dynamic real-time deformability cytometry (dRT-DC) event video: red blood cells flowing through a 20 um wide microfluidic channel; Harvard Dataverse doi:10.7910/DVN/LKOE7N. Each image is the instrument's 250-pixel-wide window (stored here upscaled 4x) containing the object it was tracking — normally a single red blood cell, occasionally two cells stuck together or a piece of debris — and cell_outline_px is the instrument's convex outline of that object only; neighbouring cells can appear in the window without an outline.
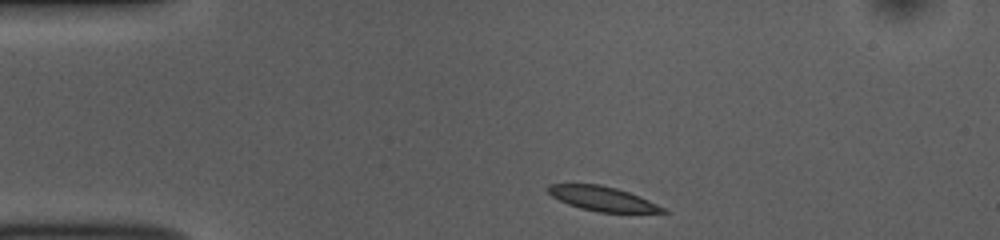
{"species": "common noctule bat (a hibernating species)", "species_latin": "Nyctalus noctula", "temperature_condition": "room temperature", "stored_images_in_passage": 44, "camera_frame_rate_fps": 3000, "um_per_image_px": 0.085, "animal": {"sex": "female", "body_mass_g": 10.0, "forearm_length_mm": 53.1}, "frame": {"image": 1, "passage_image": 1, "time_ms": 0.0, "image_size_px": [1000, 240], "cell_outline_px": [[668, 212], [596, 212], [580, 208], [568, 204], [552, 196], [548, 192], [548, 184], [600, 184], [616, 188], [640, 196], [664, 208]], "centroid_in_image_um": [51.18, 16.88], "position_along_channel_um": 33.8, "area_um2": 16.13}}
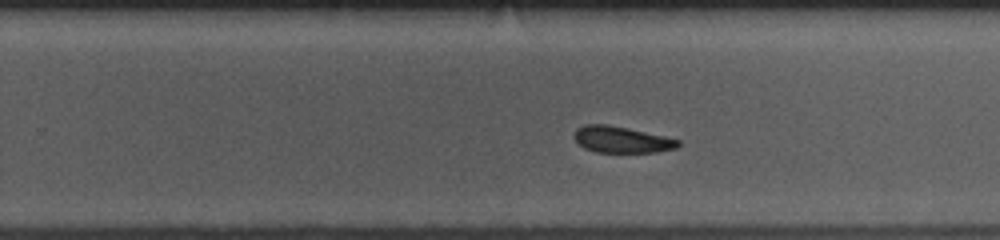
{"frame": {"image": 2, "passage_image": 24, "time_ms": 7.667, "image_size_px": [1000, 240], "cell_outline_px": [[680, 144], [676, 148], [656, 152], [596, 152], [584, 148], [572, 136], [576, 128], [584, 124], [608, 124], [664, 136], [680, 140]], "centroid_in_image_um": [52.8, 11.86], "position_along_channel_um": 277.0, "area_um2": 15.95}}
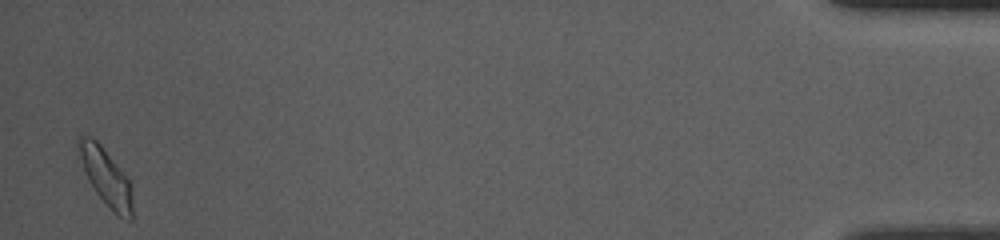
{"frame": {"image": 3, "passage_image": 43, "time_ms": 14.0, "image_size_px": [1000, 240], "cell_outline_px": [[132, 220], [128, 220], [120, 216], [96, 192], [88, 180], [76, 144], [76, 140], [80, 136], [92, 136], [100, 144], [128, 176], [132, 184]], "centroid_in_image_um": [9.03, 14.98], "position_along_channel_um": 426.2, "area_um2": 17.69}, "authors_computed_cell_mechanics": {"area_um2": 17.1088, "velocity_mm_per_s": 3.7188, "shape_relaxation_time_tau1_ms": 4.5744, "shape_relaxation_time_tau2_ms": 2.9342, "deformation_change_tau1": 0.1206, "deformation_change_tau2": 0.0793}}